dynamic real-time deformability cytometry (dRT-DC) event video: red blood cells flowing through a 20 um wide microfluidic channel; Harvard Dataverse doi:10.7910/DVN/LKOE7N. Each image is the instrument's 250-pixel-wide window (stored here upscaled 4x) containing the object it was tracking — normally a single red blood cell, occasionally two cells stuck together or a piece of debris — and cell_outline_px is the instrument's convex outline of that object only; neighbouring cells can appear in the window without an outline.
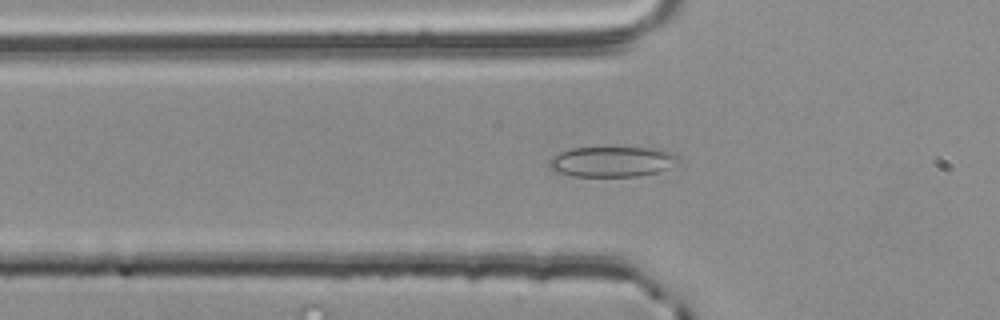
{"species": "common noctule bat (a hibernating species)", "species_latin": "Nyctalus noctula", "temperature_condition": "room temperature", "stored_images_in_passage": 35, "camera_frame_rate_fps": 3000, "um_per_image_px": 0.085, "animal": {"sex": "male", "body_mass_g": 20.4}, "frame": {"image": 1, "passage_image": 7, "time_ms": 2.0, "image_size_px": [1000, 320], "cell_outline_px": [[680, 160], [668, 168], [660, 172], [636, 176], [572, 176], [548, 168], [548, 160], [560, 152], [572, 148], [660, 148], [672, 152]], "centroid_in_image_um": [52.04, 13.74], "position_along_channel_um": 73.8, "area_um2": 22.77}}
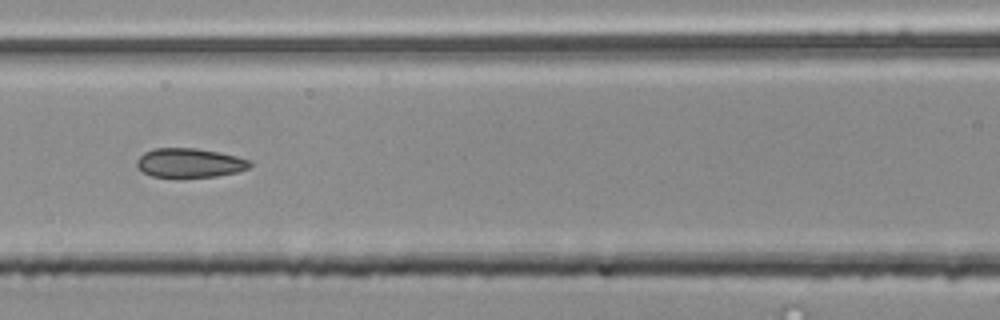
{"frame": {"image": 2, "passage_image": 13, "time_ms": 4.0, "image_size_px": [1000, 320], "cell_outline_px": [[252, 164], [248, 168], [236, 172], [216, 176], [152, 176], [136, 168], [136, 160], [144, 152], [152, 148], [196, 148], [220, 152], [236, 156], [248, 160]], "centroid_in_image_um": [16.08, 13.82], "position_along_channel_um": 150.5, "area_um2": 19.02}}
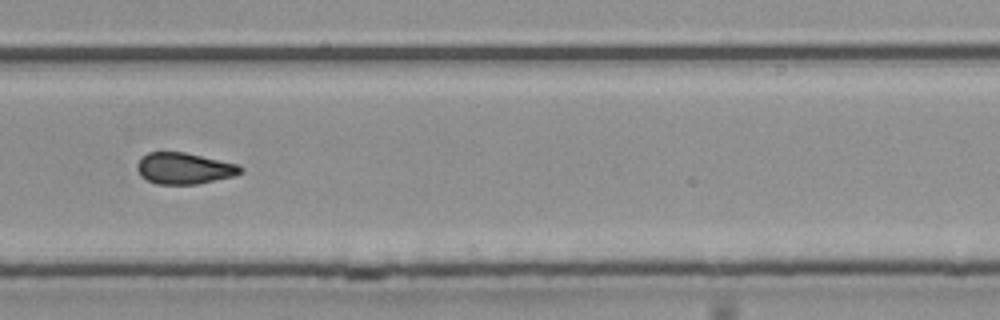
{"frame": {"image": 3, "passage_image": 26, "time_ms": 8.333, "image_size_px": [1000, 320], "cell_outline_px": [[244, 172], [236, 176], [196, 184], [156, 184], [140, 176], [136, 168], [136, 164], [148, 152], [184, 152], [236, 164], [244, 168]], "centroid_in_image_um": [15.67, 14.32], "position_along_channel_um": 314.1, "area_um2": 18.84}, "authors_computed_cell_mechanics": {"area_um2": 19.8832, "velocity_mm_per_s": 3.7888, "shape_relaxation_time_tau1_ms": 7.401, "shape_relaxation_time_tau2_ms": 2.6772, "deformation_change_tau1": 0.1352, "deformation_change_tau2": 0.0899}}